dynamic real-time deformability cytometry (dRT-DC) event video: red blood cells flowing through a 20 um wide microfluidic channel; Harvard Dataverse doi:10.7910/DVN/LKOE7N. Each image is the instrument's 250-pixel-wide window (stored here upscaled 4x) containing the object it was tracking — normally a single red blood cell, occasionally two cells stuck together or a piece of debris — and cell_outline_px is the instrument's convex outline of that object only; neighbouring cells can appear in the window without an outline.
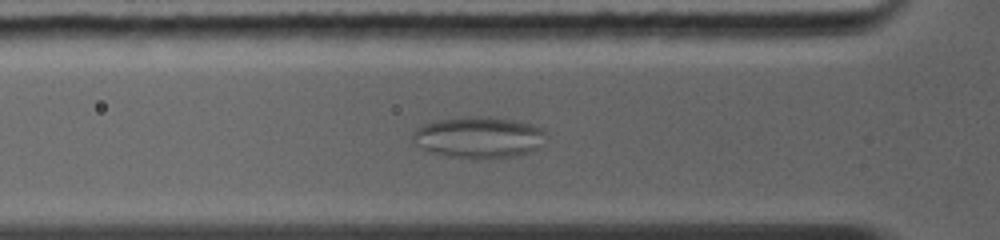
{"species": "common noctule bat (a hibernating species)", "species_latin": "Nyctalus noctula", "temperature_condition": "warm", "stored_images_in_passage": 60, "camera_frame_rate_fps": 5000, "um_per_image_px": 0.085, "animal": {"sex": "female", "body_mass_g": 19.0, "forearm_length_mm": 56.7}, "frame": {"image": 1, "passage_image": 21, "time_ms": 3.8, "image_size_px": [1000, 240], "cell_outline_px": [[544, 132], [536, 148], [528, 152], [516, 156], [488, 160], [480, 160], [448, 156], [432, 152], [416, 144], [412, 140], [412, 136], [416, 128], [424, 124], [440, 120], [464, 116], [488, 116], [528, 124], [540, 128]], "centroid_in_image_um": [40.62, 11.7], "position_along_channel_um": 85.2, "area_um2": 31.73}}
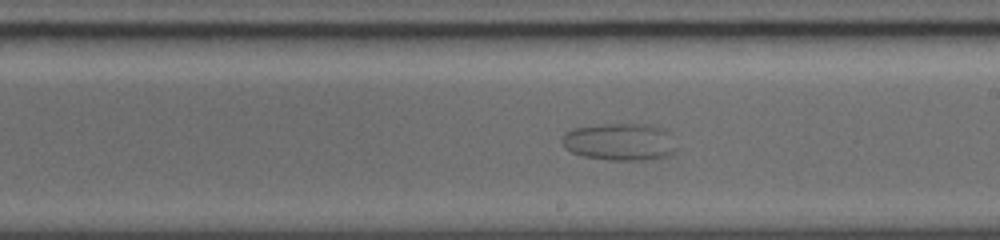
{"frame": {"image": 2, "passage_image": 42, "time_ms": 7.6, "image_size_px": [1000, 240], "cell_outline_px": [[680, 148], [672, 156], [648, 160], [608, 160], [584, 156], [572, 152], [564, 148], [560, 140], [564, 132], [572, 128], [600, 124], [648, 124], [664, 128], [668, 132]], "centroid_in_image_um": [52.73, 12.06], "position_along_channel_um": 236.3, "area_um2": 25.61}}
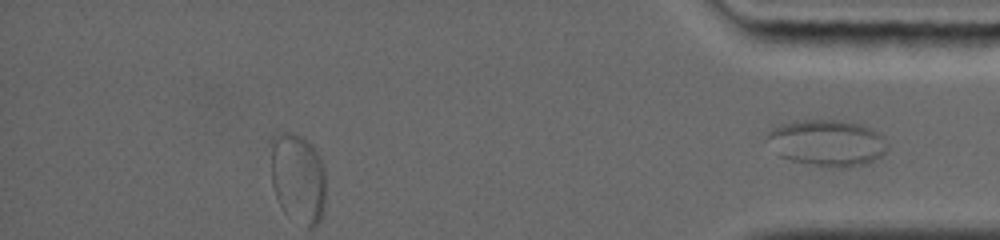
{"frame": {"image": 3, "passage_image": 60, "time_ms": 10.8, "image_size_px": [1000, 240], "cell_outline_px": [[888, 144], [884, 152], [880, 156], [864, 164], [848, 168], [840, 168], [812, 164], [792, 160], [780, 156], [764, 140], [768, 128], [780, 124], [800, 120], [840, 120], [860, 124], [872, 128], [884, 136]], "centroid_in_image_um": [70.27, 12.12], "position_along_channel_um": 364.9, "area_um2": 32.77}}